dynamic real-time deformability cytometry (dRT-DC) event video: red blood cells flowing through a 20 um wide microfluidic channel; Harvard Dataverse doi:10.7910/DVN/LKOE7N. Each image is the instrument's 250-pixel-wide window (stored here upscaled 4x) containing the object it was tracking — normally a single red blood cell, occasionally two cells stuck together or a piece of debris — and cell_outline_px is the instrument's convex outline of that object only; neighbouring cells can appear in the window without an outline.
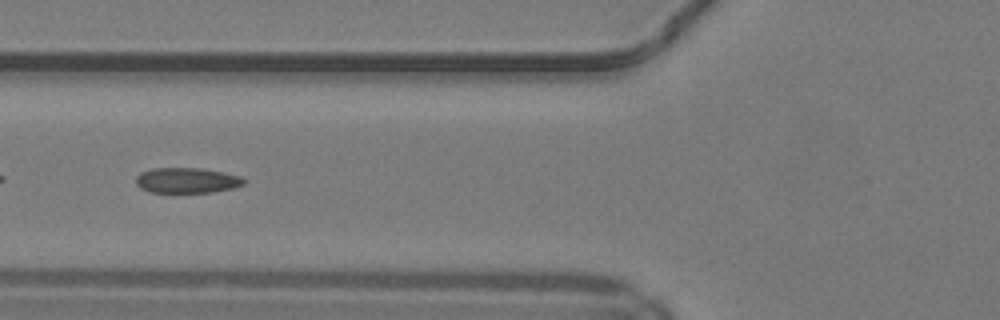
{"species": "common noctule bat (a hibernating species)", "species_latin": "Nyctalus noctula", "temperature_condition": "warm", "stored_images_in_passage": 31, "segment_of_instrument_passage": [2, 2], "camera_frame_rate_fps": 3000, "um_per_image_px": 0.085, "animal": {"sex": "male", "body_mass_g": 19.2, "forearm_length_mm": 51.8}, "frame": {"image": 1, "passage_image": 20, "time_ms": 6.333, "image_size_px": [1000, 320], "cell_outline_px": [[248, 180], [244, 184], [232, 188], [212, 192], [148, 192], [140, 188], [136, 184], [136, 176], [140, 172], [152, 168], [200, 168], [224, 172], [240, 176]], "centroid_in_image_um": [15.88, 15.33], "position_along_channel_um": 109.9, "area_um2": 16.07}}
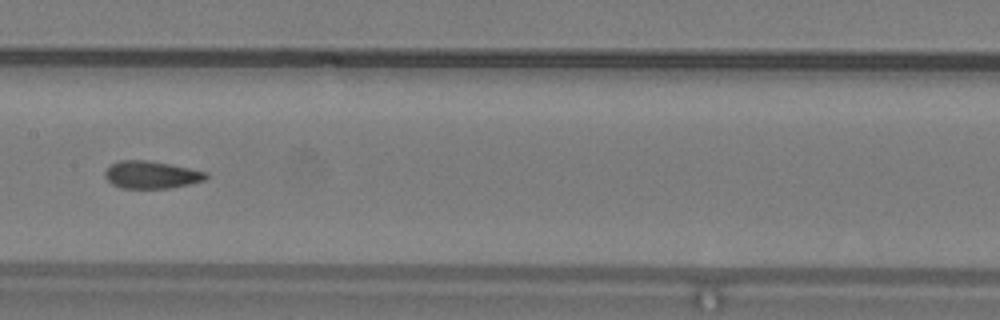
{"frame": {"image": 2, "passage_image": 26, "time_ms": 8.333, "image_size_px": [1000, 320], "cell_outline_px": [[208, 176], [204, 180], [188, 184], [168, 188], [120, 188], [112, 184], [104, 176], [104, 172], [112, 164], [120, 160], [148, 160], [208, 172]], "centroid_in_image_um": [12.84, 14.85], "position_along_channel_um": 194.6, "area_um2": 16.01}}